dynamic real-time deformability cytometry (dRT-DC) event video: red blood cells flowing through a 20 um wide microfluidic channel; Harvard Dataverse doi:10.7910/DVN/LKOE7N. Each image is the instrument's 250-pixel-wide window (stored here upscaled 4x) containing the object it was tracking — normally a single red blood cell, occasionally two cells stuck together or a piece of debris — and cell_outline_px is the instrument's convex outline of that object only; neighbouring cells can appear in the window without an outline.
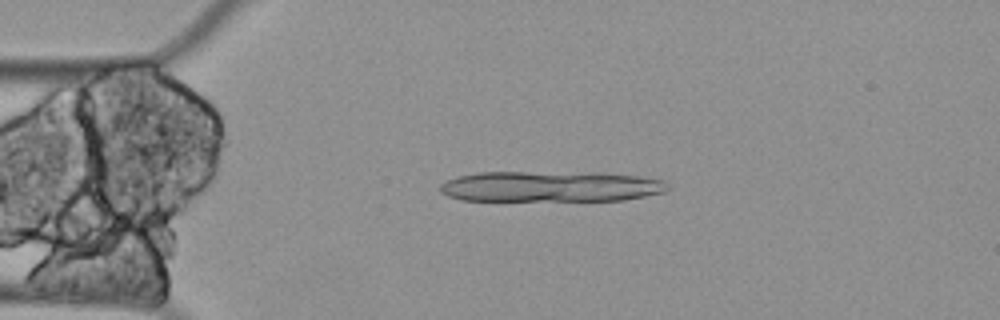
{"species": "Egyptian fruit bat (a non-hibernating species)", "species_latin": "Rousettus aegyptiacus", "temperature_condition": "cold", "stored_images_in_passage": 16, "segment_of_instrument_passage": [1, 2], "camera_frame_rate_fps": 3000, "um_per_image_px": 0.085, "animal": {"sex": "female"}, "frame": {"image": 1, "passage_image": 12, "time_ms": 3.667, "image_size_px": [1000, 320], "cell_outline_px": [[668, 188], [664, 192], [624, 200], [460, 200], [448, 196], [440, 192], [440, 184], [448, 180], [460, 176], [480, 172], [604, 172], [636, 176], [664, 180], [668, 184]], "centroid_in_image_um": [46.82, 15.84], "position_along_channel_um": 38.2, "area_um2": 40.81}}